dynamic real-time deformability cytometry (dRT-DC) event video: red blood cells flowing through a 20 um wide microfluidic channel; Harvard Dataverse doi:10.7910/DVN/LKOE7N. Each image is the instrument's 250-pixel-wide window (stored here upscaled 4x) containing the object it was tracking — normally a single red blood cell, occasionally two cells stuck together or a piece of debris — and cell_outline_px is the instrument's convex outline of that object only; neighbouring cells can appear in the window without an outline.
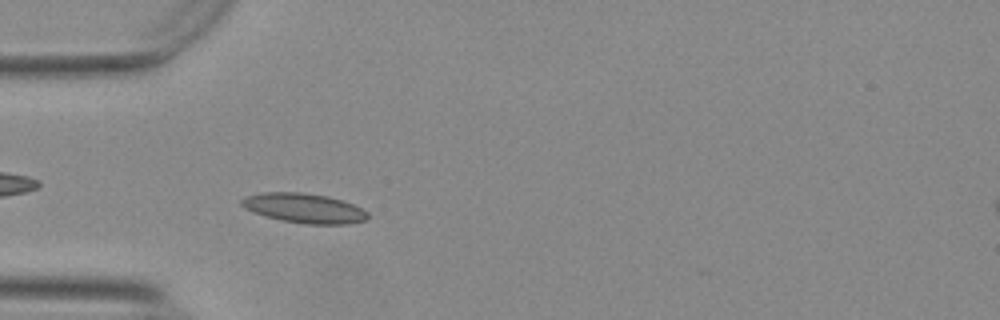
{"species": "Egyptian fruit bat (a non-hibernating species)", "species_latin": "Rousettus aegyptiacus", "temperature_condition": "warm", "stored_images_in_passage": 42, "camera_frame_rate_fps": 3000, "um_per_image_px": 0.085, "animal": {"sex": "female"}, "frame": {"image": 1, "passage_image": 9, "time_ms": 2.667, "image_size_px": [1000, 320], "cell_outline_px": [[368, 220], [348, 224], [304, 224], [280, 220], [264, 216], [244, 208], [240, 204], [240, 200], [244, 196], [264, 192], [300, 192], [328, 196], [352, 204], [368, 212]], "centroid_in_image_um": [25.82, 17.7], "position_along_channel_um": 59.2, "area_um2": 21.91}}
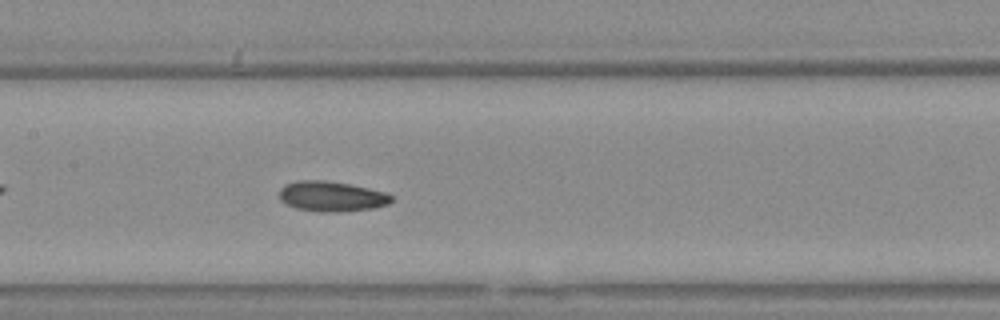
{"frame": {"image": 2, "passage_image": 19, "time_ms": 6.0, "image_size_px": [1000, 320], "cell_outline_px": [[392, 200], [388, 204], [372, 208], [340, 212], [320, 212], [296, 208], [284, 204], [280, 200], [280, 188], [284, 184], [300, 180], [324, 180], [348, 184], [388, 192], [392, 196]], "centroid_in_image_um": [28.16, 16.69], "position_along_channel_um": 179.2, "area_um2": 19.83}}
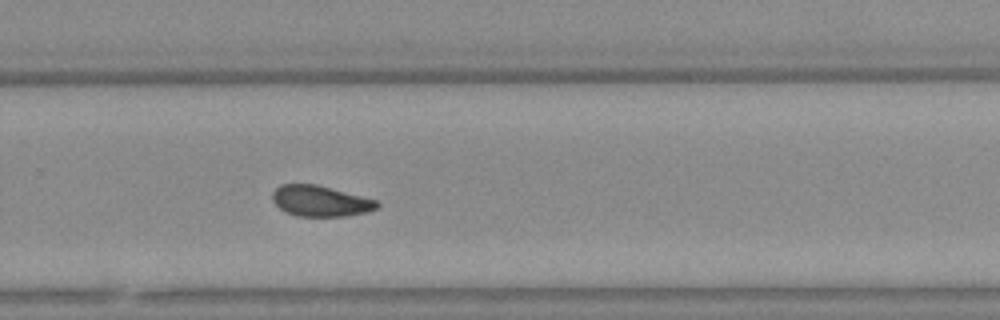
{"frame": {"image": 3, "passage_image": 29, "time_ms": 9.333, "image_size_px": [1000, 320], "cell_outline_px": [[380, 204], [376, 208], [368, 212], [344, 216], [296, 216], [284, 212], [272, 200], [272, 192], [280, 184], [316, 184], [376, 200]], "centroid_in_image_um": [27.2, 17.09], "position_along_channel_um": 302.6, "area_um2": 18.73}}